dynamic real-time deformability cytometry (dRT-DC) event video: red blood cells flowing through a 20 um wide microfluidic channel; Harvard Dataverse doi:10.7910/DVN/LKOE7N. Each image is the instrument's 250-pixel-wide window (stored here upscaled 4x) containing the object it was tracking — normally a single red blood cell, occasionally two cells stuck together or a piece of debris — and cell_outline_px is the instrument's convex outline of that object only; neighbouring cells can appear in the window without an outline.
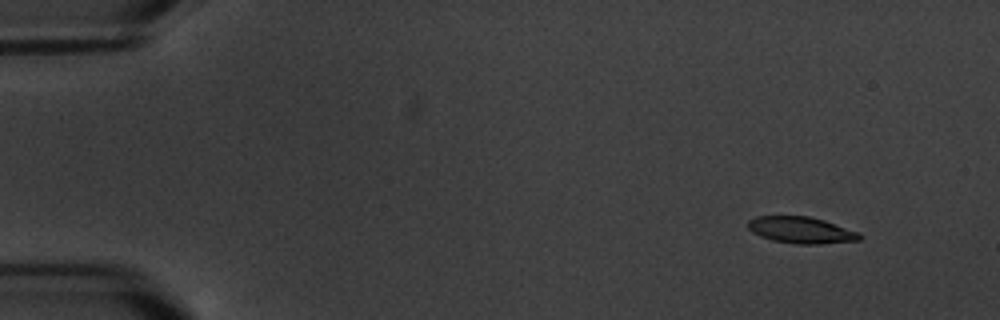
{"species": "common noctule bat (a hibernating species)", "species_latin": "Nyctalus noctula", "temperature_condition": "warm", "stored_images_in_passage": 9, "camera_frame_rate_fps": 3000, "um_per_image_px": 0.085, "animal": {"sex": "male", "body_mass_g": 20.1, "forearm_length_mm": 53.5}, "frame": {"image": 1, "passage_image": 1, "time_ms": 0.0, "image_size_px": [1000, 320], "cell_outline_px": [[864, 236], [860, 240], [820, 244], [796, 244], [772, 240], [760, 236], [752, 232], [748, 228], [748, 220], [756, 216], [808, 216], [824, 220], [860, 232]], "centroid_in_image_um": [68.12, 19.56], "position_along_channel_um": 16.9, "area_um2": 17.4}}
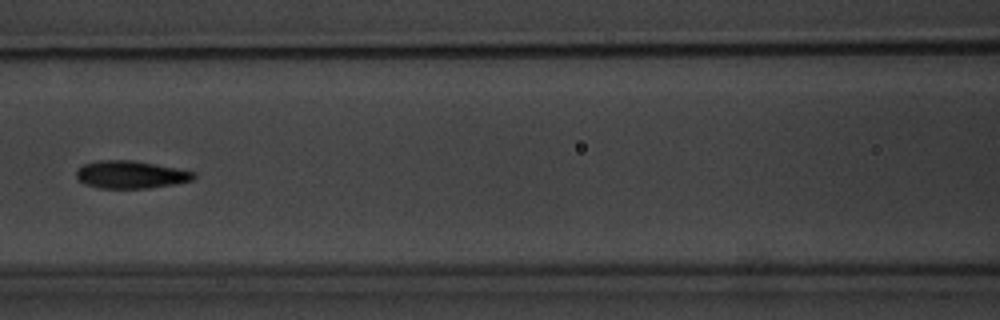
{"frame": {"image": 2, "passage_image": 7, "time_ms": 7.333, "image_size_px": [1000, 320], "cell_outline_px": [[196, 176], [192, 180], [176, 184], [148, 188], [96, 188], [84, 184], [76, 176], [76, 172], [84, 164], [100, 160], [132, 160], [156, 164], [196, 172]], "centroid_in_image_um": [11.13, 14.84], "position_along_channel_um": 155.5, "area_um2": 18.9}}
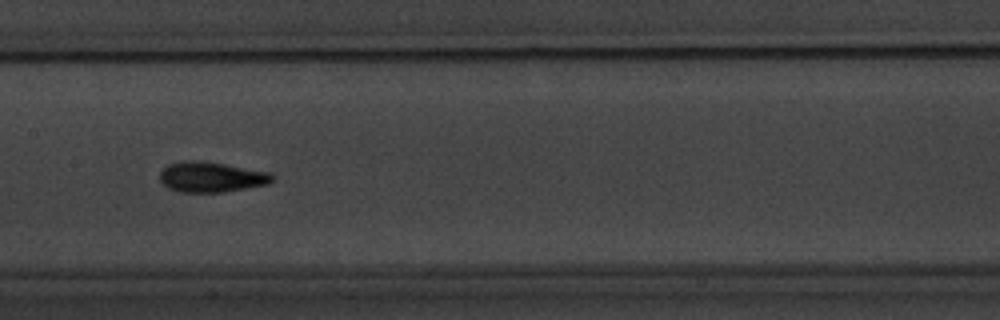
{"frame": {"image": 3, "passage_image": 8, "time_ms": 8.333, "image_size_px": [1000, 320], "cell_outline_px": [[276, 180], [268, 184], [224, 192], [180, 192], [168, 188], [160, 180], [160, 172], [168, 164], [184, 160], [204, 160], [272, 172], [276, 176]], "centroid_in_image_um": [18.02, 15.03], "position_along_channel_um": 189.4, "area_um2": 20.29}}